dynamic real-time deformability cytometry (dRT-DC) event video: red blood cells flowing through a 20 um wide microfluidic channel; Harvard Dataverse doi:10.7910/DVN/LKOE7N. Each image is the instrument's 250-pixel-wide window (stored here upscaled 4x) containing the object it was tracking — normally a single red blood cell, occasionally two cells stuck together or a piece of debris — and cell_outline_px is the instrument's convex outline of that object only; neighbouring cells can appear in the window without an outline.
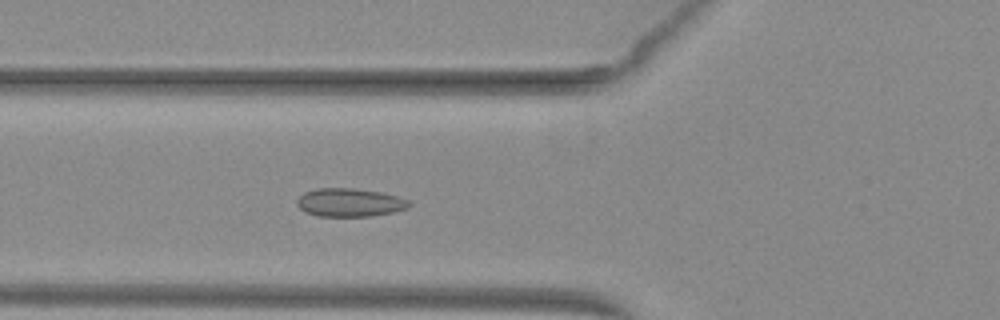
{"species": "common noctule bat (a hibernating species)", "species_latin": "Nyctalus noctula", "temperature_condition": "warm", "stored_images_in_passage": 41, "camera_frame_rate_fps": 3000, "um_per_image_px": 0.085, "animal": {"sex": "female", "body_mass_g": 29.2, "forearm_length_mm": 56.3}, "frame": {"image": 1, "passage_image": 9, "time_ms": 2.667, "image_size_px": [1000, 320], "cell_outline_px": [[412, 204], [408, 208], [392, 212], [372, 216], [320, 216], [304, 212], [296, 204], [296, 200], [304, 192], [316, 188], [352, 188], [380, 192], [400, 196], [408, 200]], "centroid_in_image_um": [29.73, 17.21], "position_along_channel_um": 96.1, "area_um2": 18.61}}
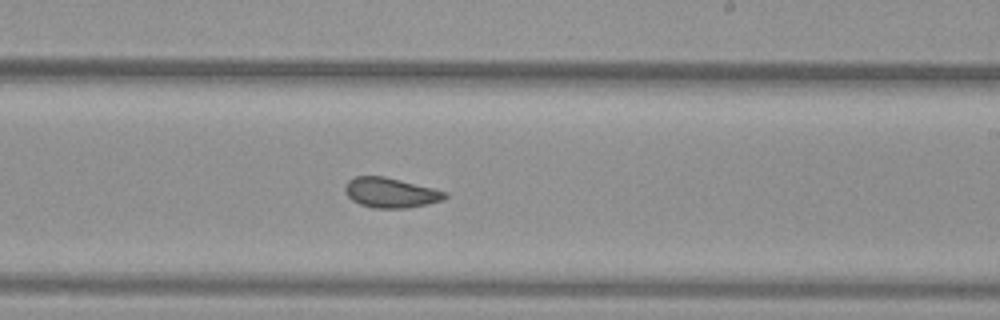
{"frame": {"image": 2, "passage_image": 21, "time_ms": 6.667, "image_size_px": [1000, 320], "cell_outline_px": [[448, 196], [444, 200], [428, 204], [408, 208], [372, 208], [360, 204], [352, 200], [344, 192], [344, 184], [348, 180], [356, 176], [384, 176], [448, 192]], "centroid_in_image_um": [33.19, 16.38], "position_along_channel_um": 255.8, "area_um2": 17.57}}
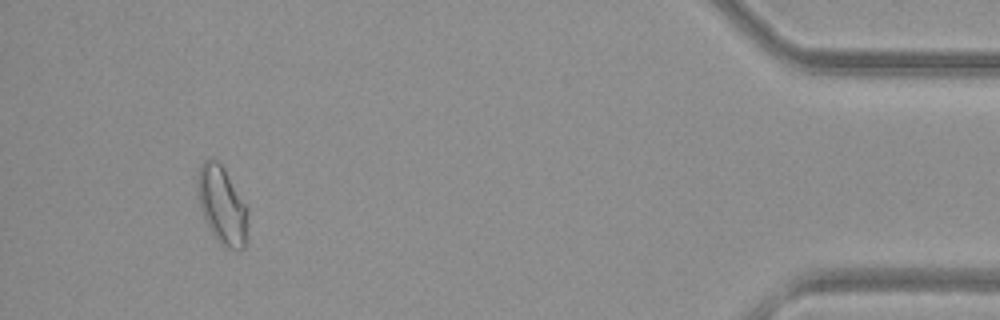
{"frame": {"image": 3, "passage_image": 38, "time_ms": 12.333, "image_size_px": [1000, 320], "cell_outline_px": [[248, 212], [244, 248], [228, 248], [220, 244], [216, 240], [204, 220], [200, 208], [196, 192], [196, 180], [200, 164], [204, 160], [216, 160], [224, 168], [248, 208]], "centroid_in_image_um": [18.83, 17.43], "position_along_channel_um": 416.4, "area_um2": 22.83}, "authors_computed_cell_mechanics": {"area_um2": 18.2648, "velocity_mm_per_s": 3.9944, "shape_relaxation_time_tau1_ms": null, "shape_relaxation_time_tau2_ms": 1.3132, "deformation_change_tau1": null, "deformation_change_tau2": 0.0376}}